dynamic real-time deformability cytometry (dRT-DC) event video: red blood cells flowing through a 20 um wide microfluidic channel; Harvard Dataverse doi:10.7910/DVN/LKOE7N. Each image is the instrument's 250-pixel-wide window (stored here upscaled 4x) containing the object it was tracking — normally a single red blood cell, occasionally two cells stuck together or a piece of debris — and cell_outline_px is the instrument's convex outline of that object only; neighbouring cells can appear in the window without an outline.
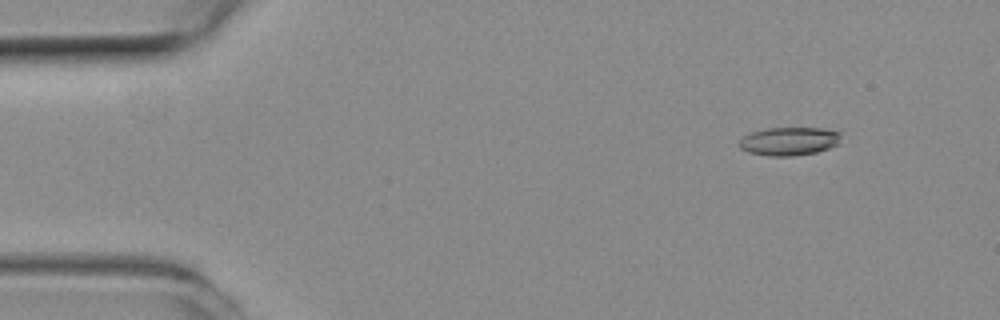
{"species": "common noctule bat (a hibernating species)", "species_latin": "Nyctalus noctula", "temperature_condition": "room temperature", "stored_images_in_passage": 52, "camera_frame_rate_fps": 3000, "um_per_image_px": 0.085, "animal": {"sex": "female", "body_mass_g": 19.3, "forearm_length_mm": 54.1}, "frame": {"image": 1, "passage_image": 6, "time_ms": 1.667, "image_size_px": [1000, 320], "cell_outline_px": [[840, 136], [836, 144], [828, 148], [816, 152], [792, 156], [768, 156], [748, 152], [740, 148], [740, 140], [744, 136], [752, 132], [764, 128], [820, 128], [840, 132]], "centroid_in_image_um": [67.04, 12.0], "position_along_channel_um": 18.0, "area_um2": 16.59}}
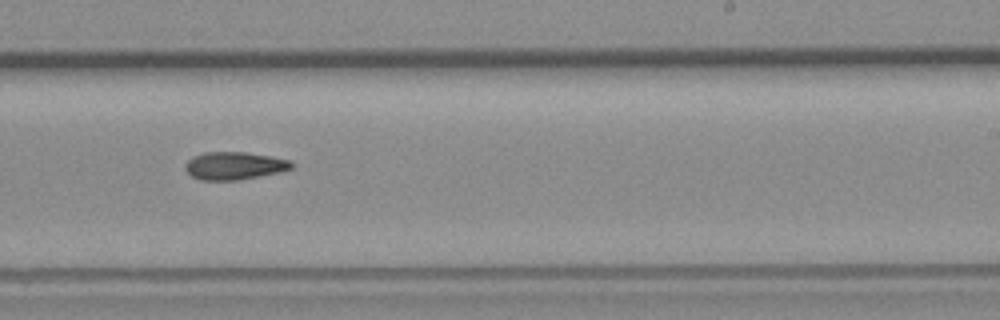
{"frame": {"image": 2, "passage_image": 32, "time_ms": 10.333, "image_size_px": [1000, 320], "cell_outline_px": [[292, 168], [280, 172], [240, 180], [200, 180], [192, 176], [184, 168], [184, 164], [192, 156], [204, 152], [244, 152], [272, 156], [288, 160], [292, 164]], "centroid_in_image_um": [19.88, 14.09], "position_along_channel_um": 269.1, "area_um2": 17.22}}
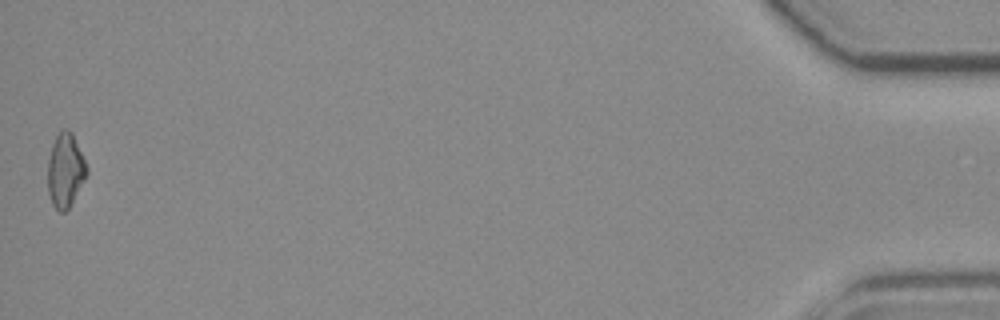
{"frame": {"image": 3, "passage_image": 52, "time_ms": 17.0, "image_size_px": [1000, 320], "cell_outline_px": [[88, 172], [84, 180], [68, 208], [64, 212], [60, 212], [52, 204], [48, 192], [48, 160], [52, 144], [60, 128], [68, 128], [72, 132], [88, 168]], "centroid_in_image_um": [5.54, 14.44], "position_along_channel_um": 429.7, "area_um2": 16.7}}